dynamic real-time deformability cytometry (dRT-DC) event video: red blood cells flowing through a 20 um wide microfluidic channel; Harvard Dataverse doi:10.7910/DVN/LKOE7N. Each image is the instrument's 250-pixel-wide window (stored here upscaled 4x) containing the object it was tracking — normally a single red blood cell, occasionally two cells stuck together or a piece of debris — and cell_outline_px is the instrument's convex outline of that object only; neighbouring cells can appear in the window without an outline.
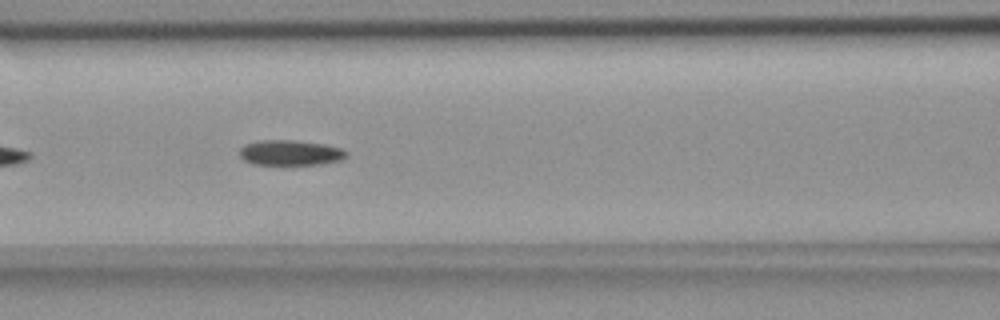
{"species": "common noctule bat (a hibernating species)", "species_latin": "Nyctalus noctula", "temperature_condition": "room temperature", "stored_images_in_passage": 42, "camera_frame_rate_fps": 3000, "um_per_image_px": 0.085, "animal": {"sex": "female", "body_mass_g": 18.4}, "frame": {"image": 1, "passage_image": 9, "time_ms": 2.667, "image_size_px": [1000, 320], "cell_outline_px": [[348, 156], [340, 160], [320, 164], [252, 164], [244, 160], [240, 156], [240, 148], [244, 144], [260, 140], [296, 140], [324, 144], [344, 148], [348, 152]], "centroid_in_image_um": [24.7, 12.97], "position_along_channel_um": 141.9, "area_um2": 15.84}}
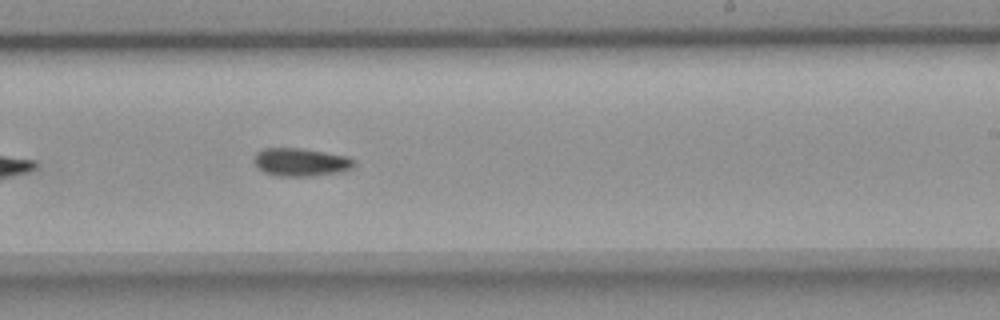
{"frame": {"image": 2, "passage_image": 19, "time_ms": 6.0, "image_size_px": [1000, 320], "cell_outline_px": [[356, 164], [352, 168], [344, 172], [312, 176], [276, 176], [264, 172], [256, 168], [252, 160], [256, 152], [264, 148], [300, 148], [348, 156], [356, 160]], "centroid_in_image_um": [25.56, 13.79], "position_along_channel_um": 263.4, "area_um2": 16.76}}
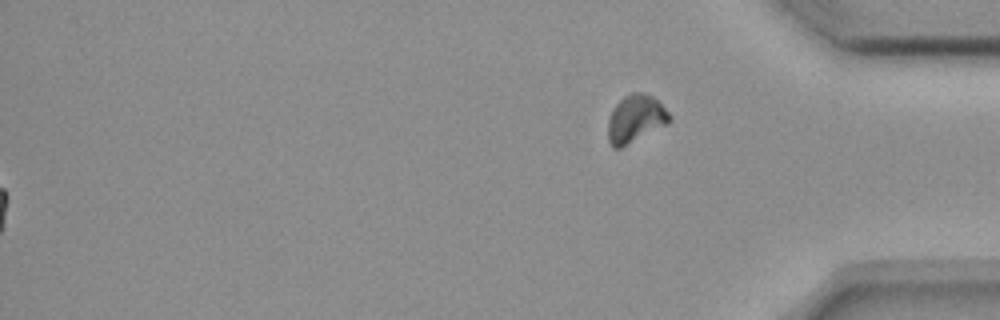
{"frame": {"image": 3, "passage_image": 42, "time_ms": 13.667, "image_size_px": [1000, 320], "cell_outline_px": [[672, 120], [668, 124], [620, 148], [612, 148], [608, 140], [608, 120], [612, 108], [624, 96], [632, 92], [644, 92], [652, 96], [672, 116]], "centroid_in_image_um": [54.01, 10.1], "position_along_channel_um": 381.2, "area_um2": 17.11}, "authors_computed_cell_mechanics": {"area_um2": 15.7794, "velocity_mm_per_s": 3.6662, "shape_relaxation_time_tau1_ms": 3.9251, "shape_relaxation_time_tau2_ms": null, "deformation_change_tau1": 0.131, "deformation_change_tau2": null}}